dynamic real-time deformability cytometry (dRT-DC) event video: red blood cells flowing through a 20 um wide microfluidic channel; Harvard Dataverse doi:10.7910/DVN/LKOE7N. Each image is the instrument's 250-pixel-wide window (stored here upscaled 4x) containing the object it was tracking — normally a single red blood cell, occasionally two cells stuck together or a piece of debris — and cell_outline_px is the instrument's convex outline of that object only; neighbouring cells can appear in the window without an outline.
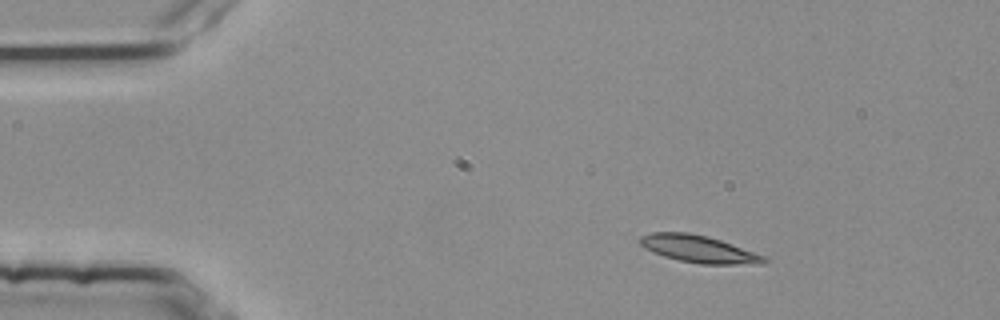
{"species": "common noctule bat (a hibernating species)", "species_latin": "Nyctalus noctula", "temperature_condition": "room temperature", "stored_images_in_passage": 3, "camera_frame_rate_fps": 3000, "um_per_image_px": 0.085, "animal": {"sex": "female", "body_mass_g": 25.1}, "frame": {"image": 1, "passage_image": 1, "time_ms": 0.0, "image_size_px": [1000, 320], "cell_outline_px": [[772, 260], [764, 264], [700, 264], [680, 260], [664, 256], [644, 248], [640, 244], [640, 236], [652, 232], [688, 232], [708, 236], [732, 244], [764, 256]], "centroid_in_image_um": [59.41, 21.17], "position_along_channel_um": 25.6, "area_um2": 19.65}}
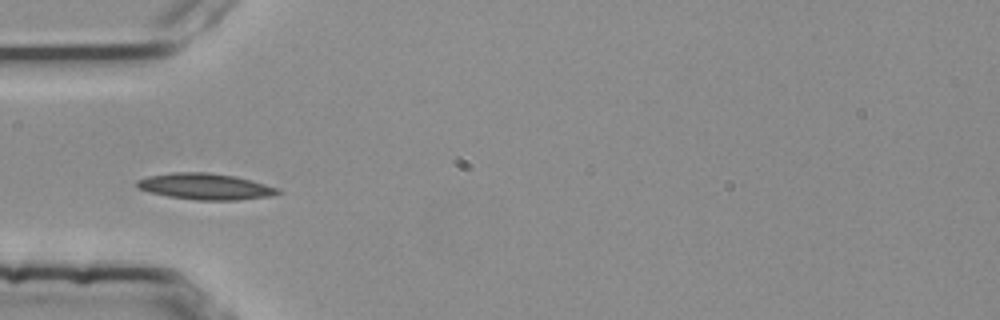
{"frame": {"image": 2, "passage_image": 3, "time_ms": 0.667, "image_size_px": [1000, 320], "cell_outline_px": [[280, 192], [268, 196], [236, 200], [196, 200], [168, 196], [148, 192], [136, 188], [136, 180], [148, 176], [176, 172], [208, 172], [232, 176], [280, 188]], "centroid_in_image_um": [17.37, 15.85], "position_along_channel_um": 67.6, "area_um2": 21.27}}